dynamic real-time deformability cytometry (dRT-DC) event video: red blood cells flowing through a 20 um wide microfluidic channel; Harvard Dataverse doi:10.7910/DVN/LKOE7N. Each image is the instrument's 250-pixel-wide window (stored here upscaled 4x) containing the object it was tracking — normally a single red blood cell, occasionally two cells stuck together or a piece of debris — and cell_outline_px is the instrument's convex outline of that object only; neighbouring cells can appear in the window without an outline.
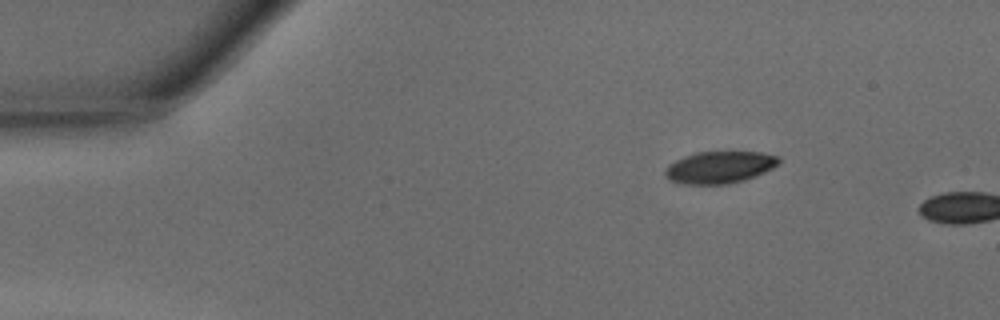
{"species": "common noctule bat (a hibernating species)", "species_latin": "Nyctalus noctula", "temperature_condition": "warm", "stored_images_in_passage": 3, "camera_frame_rate_fps": 3000, "um_per_image_px": 0.085, "animal": {"sex": "male", "body_mass_g": 15.6}, "frame": {"image": 1, "passage_image": 1, "time_ms": 0.0, "image_size_px": [1000, 320], "cell_outline_px": [[780, 164], [764, 172], [744, 180], [728, 184], [680, 184], [668, 180], [664, 176], [664, 172], [668, 164], [684, 156], [696, 152], [760, 152], [776, 156], [780, 160]], "centroid_in_image_um": [61.12, 14.23], "position_along_channel_um": 23.9, "area_um2": 21.27}}